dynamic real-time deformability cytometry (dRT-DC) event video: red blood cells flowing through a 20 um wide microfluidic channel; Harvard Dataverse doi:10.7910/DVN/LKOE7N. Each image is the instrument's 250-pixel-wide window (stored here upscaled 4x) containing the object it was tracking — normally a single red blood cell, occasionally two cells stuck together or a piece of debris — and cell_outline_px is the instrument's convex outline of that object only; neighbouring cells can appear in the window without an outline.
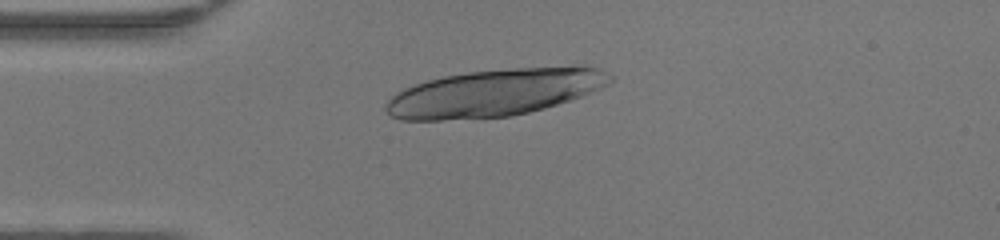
{"species": "human", "species_latin": "Homo sapiens", "temperature_condition": "warm", "stored_images_in_passage": 46, "camera_frame_rate_fps": 3000, "um_per_image_px": 0.085, "donor": {"sex": "female"}, "frame": {"image": 1, "passage_image": 11, "time_ms": 3.333, "image_size_px": [1000, 240], "cell_outline_px": [[616, 76], [608, 84], [600, 88], [580, 96], [544, 108], [512, 116], [444, 120], [400, 120], [392, 116], [384, 108], [384, 104], [396, 92], [404, 88], [428, 80], [444, 76], [468, 72], [512, 68], [580, 64], [600, 68]], "centroid_in_image_um": [42.09, 7.86], "position_along_channel_um": 42.9, "area_um2": 62.08}}